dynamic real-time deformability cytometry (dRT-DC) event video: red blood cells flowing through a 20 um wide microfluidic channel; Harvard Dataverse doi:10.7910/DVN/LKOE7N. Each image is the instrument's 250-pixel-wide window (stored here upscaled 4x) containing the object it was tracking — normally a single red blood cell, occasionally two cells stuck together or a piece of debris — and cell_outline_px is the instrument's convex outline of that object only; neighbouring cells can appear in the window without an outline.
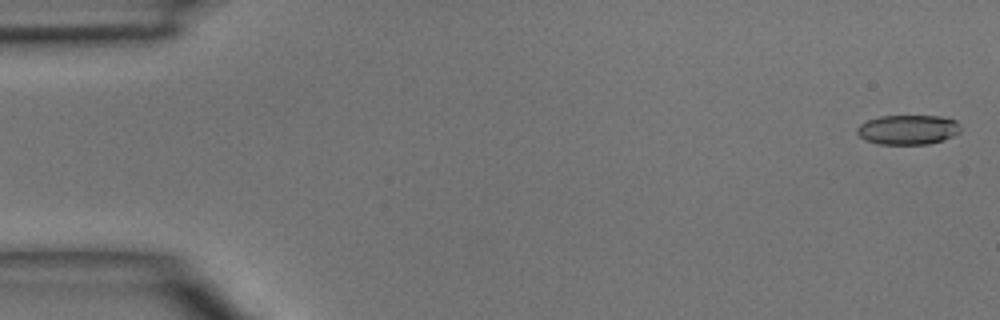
{"species": "common noctule bat (a hibernating species)", "species_latin": "Nyctalus noctula", "temperature_condition": "room temperature", "stored_images_in_passage": 44, "camera_frame_rate_fps": 3000, "um_per_image_px": 0.085, "animal": {"sex": "male", "body_mass_g": 15.6}, "frame": {"image": 1, "passage_image": 1, "time_ms": 0.0, "image_size_px": [1000, 320], "cell_outline_px": [[960, 132], [944, 140], [928, 144], [876, 144], [864, 140], [856, 132], [856, 128], [860, 124], [868, 120], [880, 116], [940, 116], [956, 120], [960, 124]], "centroid_in_image_um": [77.17, 11.03], "position_along_channel_um": 7.8, "area_um2": 18.03}}
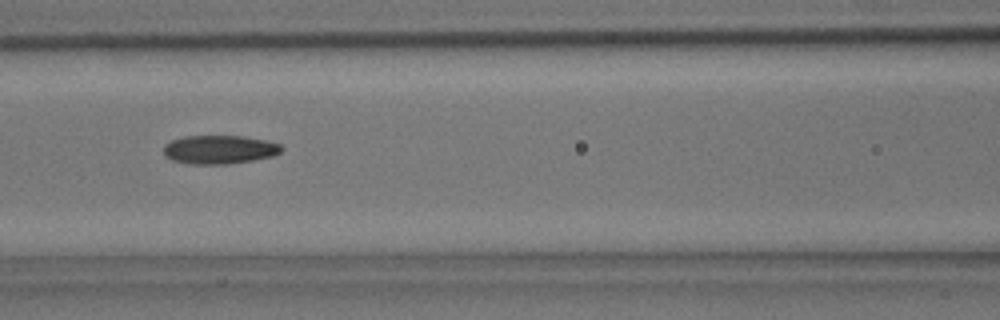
{"frame": {"image": 2, "passage_image": 20, "time_ms": 6.333, "image_size_px": [1000, 320], "cell_outline_px": [[284, 148], [280, 152], [272, 156], [252, 160], [228, 164], [188, 164], [172, 160], [164, 156], [164, 144], [172, 140], [184, 136], [244, 136], [264, 140], [280, 144]], "centroid_in_image_um": [18.62, 12.71], "position_along_channel_um": 148.0, "area_um2": 19.71}}
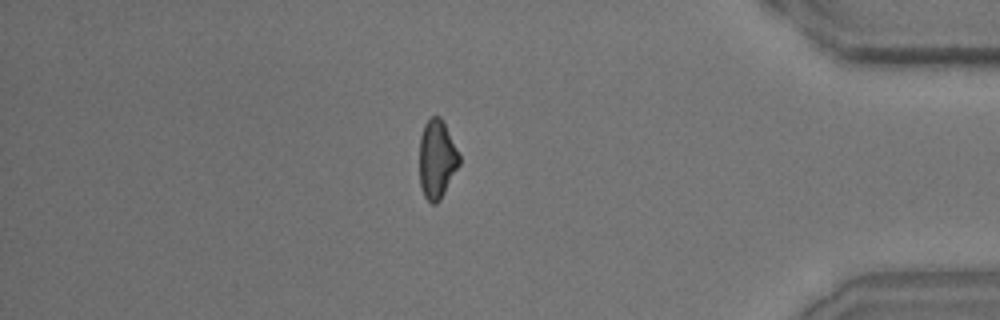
{"frame": {"image": 3, "passage_image": 40, "time_ms": 13.0, "image_size_px": [1000, 320], "cell_outline_px": [[460, 164], [440, 200], [436, 204], [432, 204], [424, 196], [420, 184], [420, 136], [424, 124], [432, 116], [440, 116], [460, 156]], "centroid_in_image_um": [37.13, 13.55], "position_along_channel_um": 398.1, "area_um2": 18.03}}